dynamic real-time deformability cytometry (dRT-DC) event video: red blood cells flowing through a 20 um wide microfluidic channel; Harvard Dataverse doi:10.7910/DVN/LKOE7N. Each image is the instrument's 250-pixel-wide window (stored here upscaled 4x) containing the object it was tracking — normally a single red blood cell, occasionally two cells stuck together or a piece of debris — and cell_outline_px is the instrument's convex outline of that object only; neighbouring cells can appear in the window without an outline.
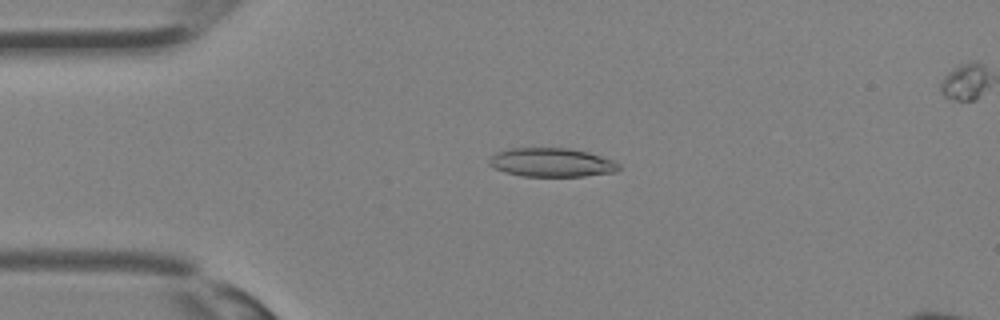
{"species": "Egyptian fruit bat (a non-hibernating species)", "species_latin": "Rousettus aegyptiacus", "temperature_condition": "room temperature", "stored_images_in_passage": 30, "segment_of_instrument_passage": [1, 2], "camera_frame_rate_fps": 3000, "um_per_image_px": 0.085, "animal": {"sex": "female"}, "frame": {"image": 1, "passage_image": 2, "time_ms": 0.333, "image_size_px": [1000, 320], "cell_outline_px": [[620, 168], [616, 172], [584, 176], [520, 176], [504, 172], [488, 164], [488, 160], [496, 152], [508, 148], [568, 148], [588, 152], [612, 160], [620, 164]], "centroid_in_image_um": [46.87, 13.81], "position_along_channel_um": 38.1, "area_um2": 21.79}}
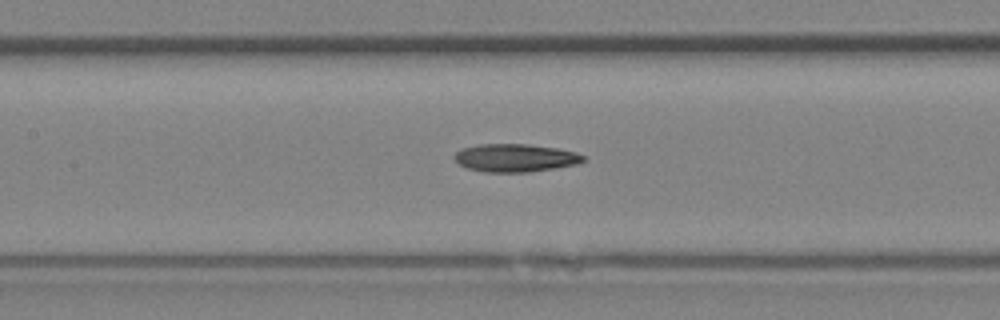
{"frame": {"image": 2, "passage_image": 10, "time_ms": 3.0, "image_size_px": [1000, 320], "cell_outline_px": [[584, 160], [576, 164], [556, 168], [528, 172], [484, 172], [468, 168], [460, 164], [452, 156], [460, 148], [480, 144], [528, 144], [556, 148], [576, 152], [584, 156]], "centroid_in_image_um": [43.77, 13.41], "position_along_channel_um": 163.6, "area_um2": 20.98}}
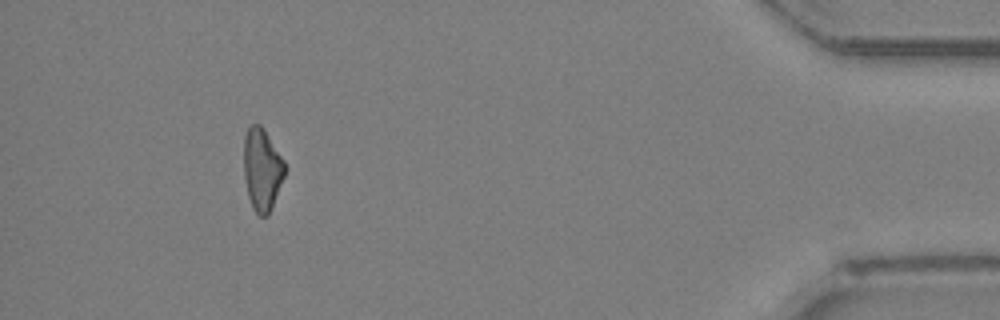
{"frame": {"image": 3, "passage_image": 26, "time_ms": 8.333, "image_size_px": [1000, 320], "cell_outline_px": [[284, 176], [272, 208], [268, 216], [260, 216], [252, 208], [248, 196], [244, 176], [244, 136], [248, 128], [252, 124], [260, 124], [264, 128], [284, 160]], "centroid_in_image_um": [22.27, 14.4], "position_along_channel_um": 412.9, "area_um2": 19.65}}